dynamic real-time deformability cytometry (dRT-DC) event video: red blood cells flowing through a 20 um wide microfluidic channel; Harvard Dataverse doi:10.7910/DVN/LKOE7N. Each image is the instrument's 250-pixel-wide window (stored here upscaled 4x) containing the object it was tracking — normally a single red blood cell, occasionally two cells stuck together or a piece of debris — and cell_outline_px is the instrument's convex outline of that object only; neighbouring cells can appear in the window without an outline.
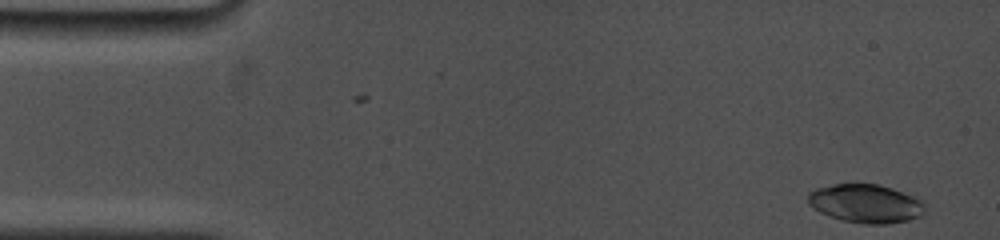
{"species": "common noctule bat (a hibernating species)", "species_latin": "Nyctalus noctula", "temperature_condition": "cold", "stored_images_in_passage": 60, "camera_frame_rate_fps": 5000, "um_per_image_px": 0.085, "animal": {"sex": "female", "body_mass_g": 19.0, "forearm_length_mm": 53.3}, "frame": {"image": 1, "passage_image": 1, "time_ms": 0.0, "image_size_px": [1000, 240], "cell_outline_px": [[924, 212], [920, 216], [908, 220], [888, 224], [864, 224], [844, 220], [828, 216], [812, 208], [808, 204], [808, 192], [816, 188], [832, 184], [880, 184], [892, 188], [912, 196], [920, 200], [924, 204]], "centroid_in_image_um": [73.55, 17.3], "position_along_channel_um": 11.5, "area_um2": 26.3}}
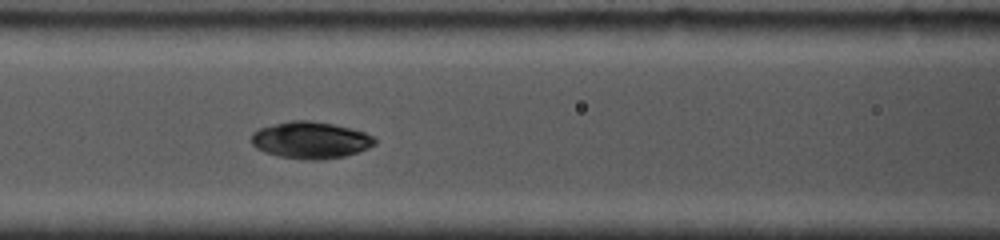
{"frame": {"image": 2, "passage_image": 25, "time_ms": 6.4, "image_size_px": [1000, 240], "cell_outline_px": [[376, 144], [368, 148], [344, 156], [320, 160], [304, 160], [280, 156], [264, 152], [256, 148], [252, 144], [252, 132], [260, 128], [292, 120], [312, 120], [352, 128], [364, 132], [372, 136], [376, 140]], "centroid_in_image_um": [26.4, 11.91], "position_along_channel_um": 140.2, "area_um2": 26.41}}
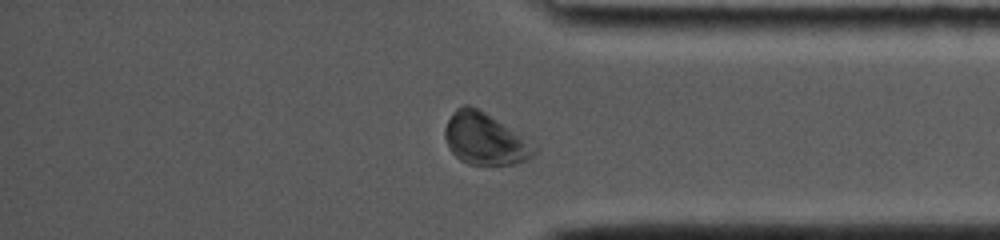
{"frame": {"image": 3, "passage_image": 49, "time_ms": 13.2, "image_size_px": [1000, 240], "cell_outline_px": [[540, 148], [528, 160], [512, 164], [484, 168], [468, 164], [460, 160], [448, 148], [444, 136], [444, 128], [448, 120], [456, 108], [464, 104], [468, 104], [484, 112], [536, 144]], "centroid_in_image_um": [41.23, 11.87], "position_along_channel_um": 394.0, "area_um2": 27.57}, "authors_computed_cell_mechanics": {"area_um2": 25.8077, "velocity_mm_per_s": 3.7525, "shape_relaxation_time_tau1_ms": 2.7712, "shape_relaxation_time_tau2_ms": null, "deformation_change_tau1": 0.1708, "deformation_change_tau2": null}}